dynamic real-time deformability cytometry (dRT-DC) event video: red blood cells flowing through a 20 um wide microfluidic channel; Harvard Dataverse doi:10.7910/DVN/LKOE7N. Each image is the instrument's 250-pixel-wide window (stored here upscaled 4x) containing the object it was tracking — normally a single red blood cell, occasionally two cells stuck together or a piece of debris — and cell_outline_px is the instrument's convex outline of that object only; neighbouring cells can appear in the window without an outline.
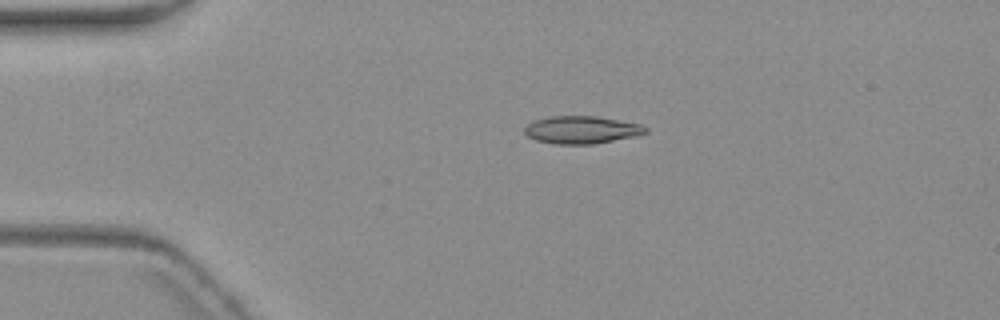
{"species": "common noctule bat (a hibernating species)", "species_latin": "Nyctalus noctula", "temperature_condition": "warm", "stored_images_in_passage": 6, "camera_frame_rate_fps": 3000, "um_per_image_px": 0.085, "animal": {"sex": "female", "body_mass_g": 19.3, "forearm_length_mm": 54.1}, "frame": {"image": 1, "passage_image": 3, "time_ms": 2.333, "image_size_px": [1000, 320], "cell_outline_px": [[648, 132], [636, 136], [592, 144], [556, 144], [536, 140], [528, 136], [524, 132], [524, 128], [528, 124], [536, 120], [548, 116], [596, 116], [640, 124], [648, 128]], "centroid_in_image_um": [49.44, 11.03], "position_along_channel_um": 35.6, "area_um2": 19.36}}
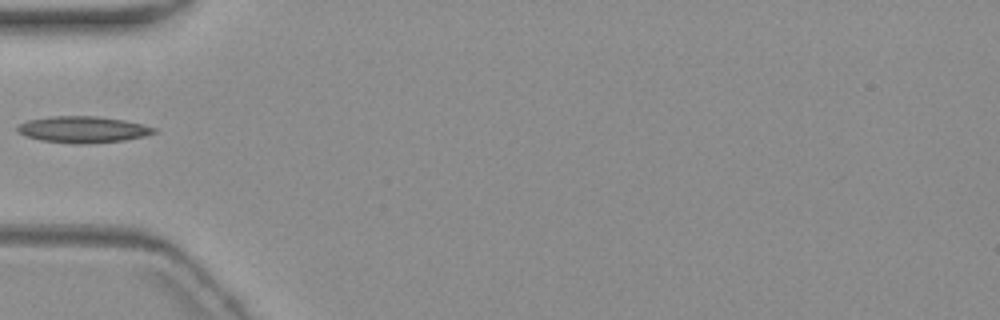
{"frame": {"image": 2, "passage_image": 5, "time_ms": 4.667, "image_size_px": [1000, 320], "cell_outline_px": [[156, 132], [144, 136], [124, 140], [88, 144], [76, 144], [40, 140], [28, 136], [20, 132], [16, 128], [20, 124], [28, 120], [52, 116], [96, 116], [124, 120], [144, 124], [156, 128]], "centroid_in_image_um": [7.09, 11.01], "position_along_channel_um": 77.9, "area_um2": 20.92}}
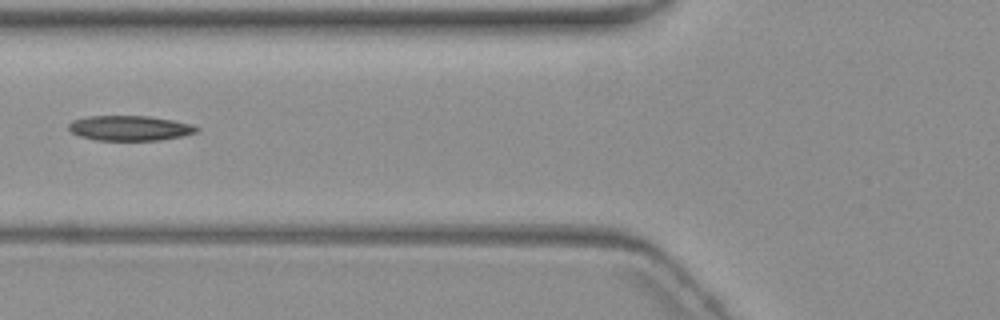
{"frame": {"image": 3, "passage_image": 6, "time_ms": 5.667, "image_size_px": [1000, 320], "cell_outline_px": [[200, 128], [196, 132], [180, 136], [160, 140], [96, 140], [80, 136], [72, 132], [68, 128], [68, 124], [72, 120], [88, 116], [148, 116], [172, 120], [192, 124]], "centroid_in_image_um": [11.01, 10.88], "position_along_channel_um": 114.8, "area_um2": 18.55}}